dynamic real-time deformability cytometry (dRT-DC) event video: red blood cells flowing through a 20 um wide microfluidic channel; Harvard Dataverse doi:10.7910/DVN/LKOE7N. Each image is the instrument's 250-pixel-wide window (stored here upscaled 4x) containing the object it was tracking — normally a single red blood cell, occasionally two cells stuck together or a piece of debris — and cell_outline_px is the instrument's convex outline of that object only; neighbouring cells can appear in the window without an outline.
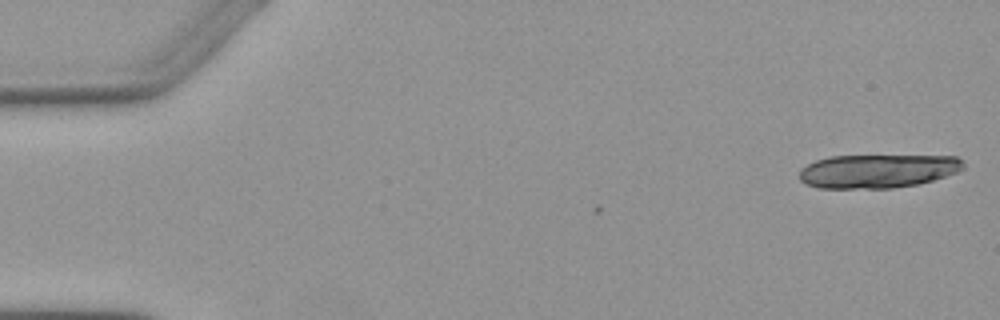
{"species": "Egyptian fruit bat (a non-hibernating species)", "species_latin": "Rousettus aegyptiacus", "temperature_condition": "warm", "stored_images_in_passage": 2, "camera_frame_rate_fps": 3000, "um_per_image_px": 0.085, "animal": {"sex": "female"}, "frame": {"image": 1, "passage_image": 2, "time_ms": 1.333, "image_size_px": [1000, 320], "cell_outline_px": [[964, 168], [956, 172], [932, 180], [916, 184], [892, 188], [820, 188], [808, 184], [800, 180], [800, 168], [816, 160], [828, 156], [956, 156], [964, 160]], "centroid_in_image_um": [74.6, 14.53], "position_along_channel_um": 10.4, "area_um2": 32.02}}